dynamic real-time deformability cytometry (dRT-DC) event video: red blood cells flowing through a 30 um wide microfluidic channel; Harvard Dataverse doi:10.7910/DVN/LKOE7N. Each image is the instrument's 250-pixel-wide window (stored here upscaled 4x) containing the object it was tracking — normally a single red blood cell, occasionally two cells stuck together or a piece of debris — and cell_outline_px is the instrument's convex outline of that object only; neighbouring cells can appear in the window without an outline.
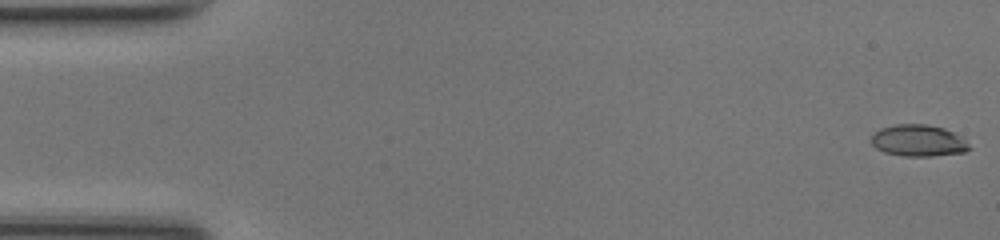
{"species": "common noctule bat (a hibernating species)", "species_latin": "Nyctalus noctula", "temperature_condition": "room temperature", "stored_images_in_passage": 49, "camera_frame_rate_fps": 3000, "um_per_image_px": 0.085, "animal": {"sex": "female", "body_mass_g": 17.0, "forearm_length_mm": 48.0}, "frame": {"image": 1, "passage_image": 1, "time_ms": 0.0, "image_size_px": [1000, 240], "cell_outline_px": [[972, 148], [964, 152], [932, 156], [904, 156], [884, 152], [876, 148], [872, 144], [872, 136], [880, 128], [896, 124], [924, 124], [944, 128], [960, 136]], "centroid_in_image_um": [78.06, 11.95], "position_along_channel_um": 6.9, "area_um2": 17.92}}
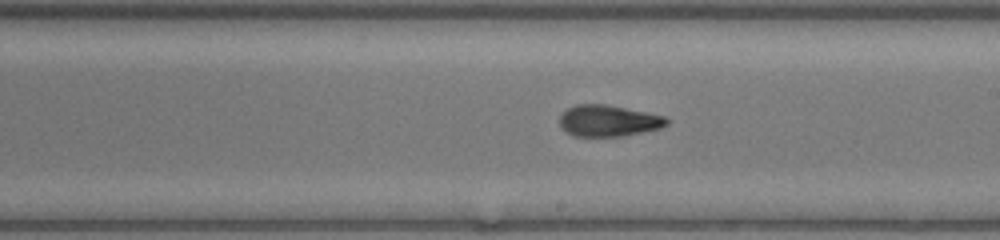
{"frame": {"image": 2, "passage_image": 28, "time_ms": 9.0, "image_size_px": [1000, 240], "cell_outline_px": [[668, 124], [660, 128], [620, 136], [572, 136], [560, 128], [560, 116], [568, 108], [576, 104], [604, 104], [664, 116], [668, 120]], "centroid_in_image_um": [51.66, 10.27], "position_along_channel_um": 237.3, "area_um2": 19.31}}
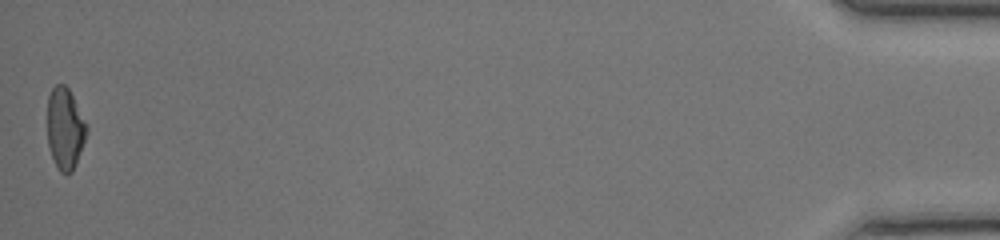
{"frame": {"image": 3, "passage_image": 49, "time_ms": 16.0, "image_size_px": [1000, 240], "cell_outline_px": [[88, 132], [76, 164], [72, 172], [68, 176], [60, 172], [52, 156], [48, 144], [48, 96], [52, 88], [56, 84], [64, 84], [68, 88], [88, 124]], "centroid_in_image_um": [5.55, 10.94], "position_along_channel_um": 429.6, "area_um2": 18.79}, "authors_computed_cell_mechanics": {"area_um2": 19.1318, "velocity_mm_per_s": 4.2503, "shape_relaxation_time_tau1_ms": 3.8426, "shape_relaxation_time_tau2_ms": 1.8025, "deformation_change_tau1": 0.1766, "deformation_change_tau2": 0.1014}}